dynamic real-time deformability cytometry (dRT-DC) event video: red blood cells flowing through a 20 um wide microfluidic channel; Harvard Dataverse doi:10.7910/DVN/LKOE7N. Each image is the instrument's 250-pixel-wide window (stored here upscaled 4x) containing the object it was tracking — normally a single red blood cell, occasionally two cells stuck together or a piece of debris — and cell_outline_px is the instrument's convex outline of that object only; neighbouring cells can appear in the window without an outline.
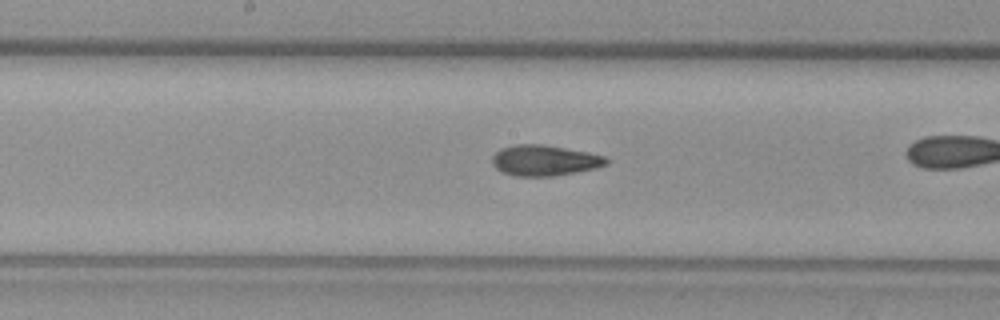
{"species": "common noctule bat (a hibernating species)", "species_latin": "Nyctalus noctula", "temperature_condition": "warm", "stored_images_in_passage": 40, "camera_frame_rate_fps": 3000, "um_per_image_px": 0.085, "animal": {"sex": "female", "body_mass_g": 29.2, "forearm_length_mm": 56.3}, "frame": {"image": 1, "passage_image": 27, "time_ms": 8.667, "image_size_px": [1000, 320], "cell_outline_px": [[608, 164], [596, 168], [576, 172], [552, 176], [516, 176], [500, 172], [492, 164], [492, 156], [500, 148], [516, 144], [540, 144], [588, 152], [604, 156], [608, 160]], "centroid_in_image_um": [46.25, 13.64], "position_along_channel_um": 201.9, "area_um2": 20.4}}
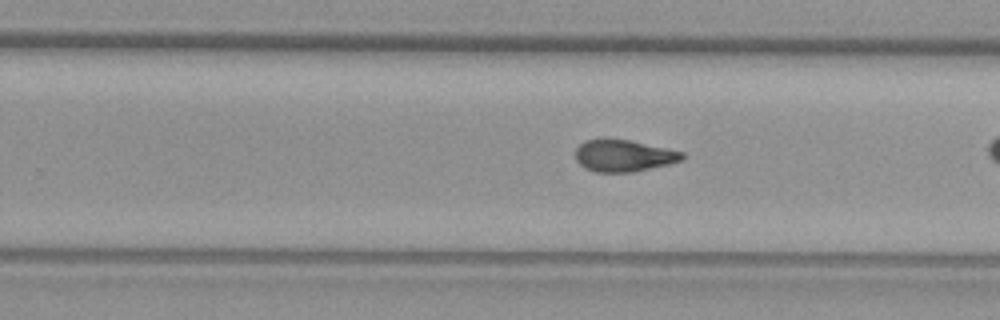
{"frame": {"image": 2, "passage_image": 33, "time_ms": 10.667, "image_size_px": [1000, 320], "cell_outline_px": [[684, 160], [668, 164], [632, 172], [596, 172], [584, 168], [576, 160], [576, 148], [584, 140], [604, 136], [628, 140], [684, 152]], "centroid_in_image_um": [52.96, 13.2], "position_along_channel_um": 276.8, "area_um2": 20.11}}
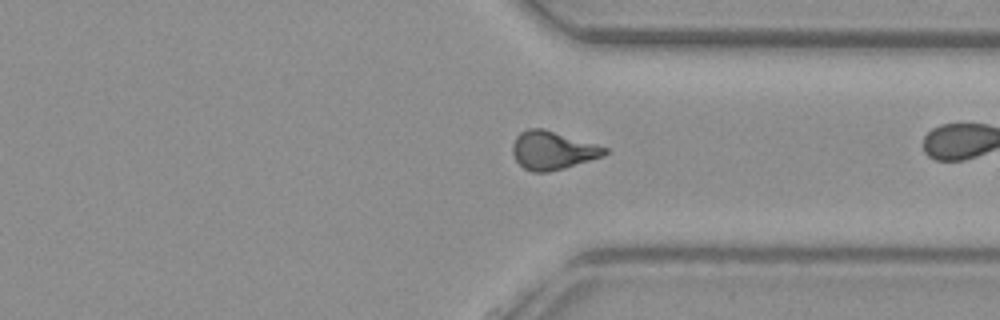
{"frame": {"image": 3, "passage_image": 40, "time_ms": 13.0, "image_size_px": [1000, 320], "cell_outline_px": [[608, 152], [604, 156], [564, 168], [548, 172], [532, 172], [524, 168], [516, 160], [512, 152], [512, 144], [516, 136], [520, 132], [528, 128], [544, 128], [596, 144], [608, 148]], "centroid_in_image_um": [46.96, 12.77], "position_along_channel_um": 364.4, "area_um2": 20.63}, "authors_computed_cell_mechanics": {"area_um2": 20.2011, "velocity_mm_per_s": 3.758, "shape_relaxation_time_tau1_ms": 10.3754, "shape_relaxation_time_tau2_ms": 3.1045, "deformation_change_tau1": 0.2815, "deformation_change_tau2": 0.1101}}